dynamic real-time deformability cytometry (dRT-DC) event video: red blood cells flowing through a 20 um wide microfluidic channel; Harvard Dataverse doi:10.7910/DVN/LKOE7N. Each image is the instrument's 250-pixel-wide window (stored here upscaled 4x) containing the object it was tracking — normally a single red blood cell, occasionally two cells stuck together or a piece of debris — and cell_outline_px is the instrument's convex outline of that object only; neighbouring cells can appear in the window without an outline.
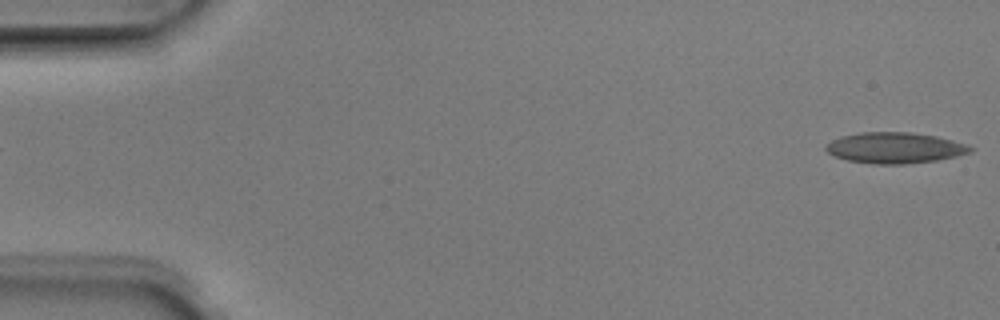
{"species": "Egyptian fruit bat (a non-hibernating species)", "species_latin": "Rousettus aegyptiacus", "temperature_condition": "room temperature", "stored_images_in_passage": 6, "segment_of_instrument_passage": [2, 2], "camera_frame_rate_fps": 3000, "um_per_image_px": 0.085, "animal": {"sex": "male"}, "frame": {"image": 1, "passage_image": 6, "time_ms": 1.667, "image_size_px": [1000, 320], "cell_outline_px": [[976, 148], [972, 152], [956, 156], [936, 160], [904, 164], [876, 164], [848, 160], [836, 156], [828, 152], [824, 148], [824, 144], [840, 136], [860, 132], [912, 132], [936, 136], [968, 144]], "centroid_in_image_um": [76.08, 12.55], "position_along_channel_um": 8.9, "area_um2": 26.13}}